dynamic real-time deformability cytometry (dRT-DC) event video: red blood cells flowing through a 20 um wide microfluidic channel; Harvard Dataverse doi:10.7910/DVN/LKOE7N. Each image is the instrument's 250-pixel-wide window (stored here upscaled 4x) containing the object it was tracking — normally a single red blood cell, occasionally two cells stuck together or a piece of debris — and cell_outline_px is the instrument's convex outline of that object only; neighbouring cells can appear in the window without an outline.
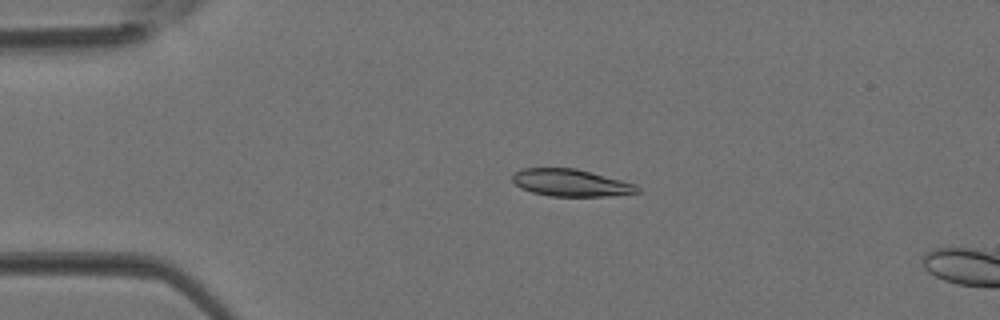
{"species": "Egyptian fruit bat (a non-hibernating species)", "species_latin": "Rousettus aegyptiacus", "temperature_condition": "room temperature", "stored_images_in_passage": 3, "camera_frame_rate_fps": 3000, "um_per_image_px": 0.085, "animal": {"sex": "female"}, "frame": {"image": 1, "passage_image": 2, "time_ms": 0.333, "image_size_px": [1000, 320], "cell_outline_px": [[640, 192], [608, 196], [548, 196], [532, 192], [520, 188], [512, 180], [512, 176], [516, 172], [524, 168], [576, 168], [636, 184], [640, 188]], "centroid_in_image_um": [48.52, 15.54], "position_along_channel_um": 36.5, "area_um2": 19.71}}